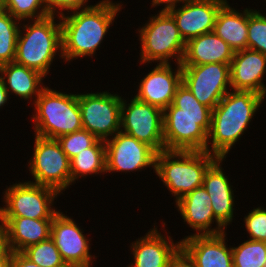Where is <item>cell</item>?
<instances>
[{
    "label": "cell",
    "instance_id": "obj_27",
    "mask_svg": "<svg viewBox=\"0 0 266 267\" xmlns=\"http://www.w3.org/2000/svg\"><path fill=\"white\" fill-rule=\"evenodd\" d=\"M21 21L0 8V66L14 62Z\"/></svg>",
    "mask_w": 266,
    "mask_h": 267
},
{
    "label": "cell",
    "instance_id": "obj_31",
    "mask_svg": "<svg viewBox=\"0 0 266 267\" xmlns=\"http://www.w3.org/2000/svg\"><path fill=\"white\" fill-rule=\"evenodd\" d=\"M248 8V49L266 55V15Z\"/></svg>",
    "mask_w": 266,
    "mask_h": 267
},
{
    "label": "cell",
    "instance_id": "obj_25",
    "mask_svg": "<svg viewBox=\"0 0 266 267\" xmlns=\"http://www.w3.org/2000/svg\"><path fill=\"white\" fill-rule=\"evenodd\" d=\"M0 75L2 76L9 96L14 93L25 101H32V99H34L32 102L33 104L45 87L42 83L45 77L42 74L15 62L0 66Z\"/></svg>",
    "mask_w": 266,
    "mask_h": 267
},
{
    "label": "cell",
    "instance_id": "obj_17",
    "mask_svg": "<svg viewBox=\"0 0 266 267\" xmlns=\"http://www.w3.org/2000/svg\"><path fill=\"white\" fill-rule=\"evenodd\" d=\"M226 232L188 235L180 240L181 248L193 260L195 267H234L232 247L226 244Z\"/></svg>",
    "mask_w": 266,
    "mask_h": 267
},
{
    "label": "cell",
    "instance_id": "obj_6",
    "mask_svg": "<svg viewBox=\"0 0 266 267\" xmlns=\"http://www.w3.org/2000/svg\"><path fill=\"white\" fill-rule=\"evenodd\" d=\"M34 134L57 139L83 129L78 94H66L45 86L34 102Z\"/></svg>",
    "mask_w": 266,
    "mask_h": 267
},
{
    "label": "cell",
    "instance_id": "obj_30",
    "mask_svg": "<svg viewBox=\"0 0 266 267\" xmlns=\"http://www.w3.org/2000/svg\"><path fill=\"white\" fill-rule=\"evenodd\" d=\"M1 8L21 22L42 19L47 16L45 0H1Z\"/></svg>",
    "mask_w": 266,
    "mask_h": 267
},
{
    "label": "cell",
    "instance_id": "obj_29",
    "mask_svg": "<svg viewBox=\"0 0 266 267\" xmlns=\"http://www.w3.org/2000/svg\"><path fill=\"white\" fill-rule=\"evenodd\" d=\"M21 253L37 265L44 267H68L51 237L29 246Z\"/></svg>",
    "mask_w": 266,
    "mask_h": 267
},
{
    "label": "cell",
    "instance_id": "obj_24",
    "mask_svg": "<svg viewBox=\"0 0 266 267\" xmlns=\"http://www.w3.org/2000/svg\"><path fill=\"white\" fill-rule=\"evenodd\" d=\"M213 32L234 52L248 49V8L241 13L227 1L217 14Z\"/></svg>",
    "mask_w": 266,
    "mask_h": 267
},
{
    "label": "cell",
    "instance_id": "obj_2",
    "mask_svg": "<svg viewBox=\"0 0 266 267\" xmlns=\"http://www.w3.org/2000/svg\"><path fill=\"white\" fill-rule=\"evenodd\" d=\"M123 4L102 0L94 6L58 17L62 31V56L65 62L92 57L101 47ZM67 15V16H65Z\"/></svg>",
    "mask_w": 266,
    "mask_h": 267
},
{
    "label": "cell",
    "instance_id": "obj_28",
    "mask_svg": "<svg viewBox=\"0 0 266 267\" xmlns=\"http://www.w3.org/2000/svg\"><path fill=\"white\" fill-rule=\"evenodd\" d=\"M234 267H264L266 263V242L246 240L232 247Z\"/></svg>",
    "mask_w": 266,
    "mask_h": 267
},
{
    "label": "cell",
    "instance_id": "obj_5",
    "mask_svg": "<svg viewBox=\"0 0 266 267\" xmlns=\"http://www.w3.org/2000/svg\"><path fill=\"white\" fill-rule=\"evenodd\" d=\"M218 159L207 151H168L156 155L155 173L175 202L201 187L207 169Z\"/></svg>",
    "mask_w": 266,
    "mask_h": 267
},
{
    "label": "cell",
    "instance_id": "obj_23",
    "mask_svg": "<svg viewBox=\"0 0 266 267\" xmlns=\"http://www.w3.org/2000/svg\"><path fill=\"white\" fill-rule=\"evenodd\" d=\"M234 51L214 32L202 34L186 43L181 66H197L208 63L230 64Z\"/></svg>",
    "mask_w": 266,
    "mask_h": 267
},
{
    "label": "cell",
    "instance_id": "obj_15",
    "mask_svg": "<svg viewBox=\"0 0 266 267\" xmlns=\"http://www.w3.org/2000/svg\"><path fill=\"white\" fill-rule=\"evenodd\" d=\"M226 2L227 0H185L169 13L187 43L197 36L213 32L217 14Z\"/></svg>",
    "mask_w": 266,
    "mask_h": 267
},
{
    "label": "cell",
    "instance_id": "obj_13",
    "mask_svg": "<svg viewBox=\"0 0 266 267\" xmlns=\"http://www.w3.org/2000/svg\"><path fill=\"white\" fill-rule=\"evenodd\" d=\"M106 173L144 170L156 166L157 152L136 138L121 131L105 140Z\"/></svg>",
    "mask_w": 266,
    "mask_h": 267
},
{
    "label": "cell",
    "instance_id": "obj_3",
    "mask_svg": "<svg viewBox=\"0 0 266 267\" xmlns=\"http://www.w3.org/2000/svg\"><path fill=\"white\" fill-rule=\"evenodd\" d=\"M262 103L260 94L230 90L212 110L206 151L218 158H226L233 145L247 131Z\"/></svg>",
    "mask_w": 266,
    "mask_h": 267
},
{
    "label": "cell",
    "instance_id": "obj_20",
    "mask_svg": "<svg viewBox=\"0 0 266 267\" xmlns=\"http://www.w3.org/2000/svg\"><path fill=\"white\" fill-rule=\"evenodd\" d=\"M174 242L171 236L161 234L154 225L144 237L131 243L134 262L127 267H167L169 259L181 247L180 240Z\"/></svg>",
    "mask_w": 266,
    "mask_h": 267
},
{
    "label": "cell",
    "instance_id": "obj_7",
    "mask_svg": "<svg viewBox=\"0 0 266 267\" xmlns=\"http://www.w3.org/2000/svg\"><path fill=\"white\" fill-rule=\"evenodd\" d=\"M149 17L137 33L139 34L140 64L154 63L171 64L172 61L181 64L186 42L182 38L176 22L169 12H160ZM171 58V59H170ZM170 60V62H169Z\"/></svg>",
    "mask_w": 266,
    "mask_h": 267
},
{
    "label": "cell",
    "instance_id": "obj_40",
    "mask_svg": "<svg viewBox=\"0 0 266 267\" xmlns=\"http://www.w3.org/2000/svg\"><path fill=\"white\" fill-rule=\"evenodd\" d=\"M0 267H10V250L9 249L0 257Z\"/></svg>",
    "mask_w": 266,
    "mask_h": 267
},
{
    "label": "cell",
    "instance_id": "obj_26",
    "mask_svg": "<svg viewBox=\"0 0 266 267\" xmlns=\"http://www.w3.org/2000/svg\"><path fill=\"white\" fill-rule=\"evenodd\" d=\"M106 145L99 139L92 147L84 149L70 160L71 181L92 174H106Z\"/></svg>",
    "mask_w": 266,
    "mask_h": 267
},
{
    "label": "cell",
    "instance_id": "obj_14",
    "mask_svg": "<svg viewBox=\"0 0 266 267\" xmlns=\"http://www.w3.org/2000/svg\"><path fill=\"white\" fill-rule=\"evenodd\" d=\"M82 230L60 210L53 217L50 237L68 267H91L95 261L96 256L90 253V239Z\"/></svg>",
    "mask_w": 266,
    "mask_h": 267
},
{
    "label": "cell",
    "instance_id": "obj_35",
    "mask_svg": "<svg viewBox=\"0 0 266 267\" xmlns=\"http://www.w3.org/2000/svg\"><path fill=\"white\" fill-rule=\"evenodd\" d=\"M167 267H195L193 260L180 247L169 259Z\"/></svg>",
    "mask_w": 266,
    "mask_h": 267
},
{
    "label": "cell",
    "instance_id": "obj_18",
    "mask_svg": "<svg viewBox=\"0 0 266 267\" xmlns=\"http://www.w3.org/2000/svg\"><path fill=\"white\" fill-rule=\"evenodd\" d=\"M266 55L251 49L234 52L230 63V85L234 91H252L263 95L266 84Z\"/></svg>",
    "mask_w": 266,
    "mask_h": 267
},
{
    "label": "cell",
    "instance_id": "obj_19",
    "mask_svg": "<svg viewBox=\"0 0 266 267\" xmlns=\"http://www.w3.org/2000/svg\"><path fill=\"white\" fill-rule=\"evenodd\" d=\"M175 203L184 222L197 231L194 235L226 232V228L215 218L211 198L203 186L194 189ZM214 221L216 227L212 228Z\"/></svg>",
    "mask_w": 266,
    "mask_h": 267
},
{
    "label": "cell",
    "instance_id": "obj_33",
    "mask_svg": "<svg viewBox=\"0 0 266 267\" xmlns=\"http://www.w3.org/2000/svg\"><path fill=\"white\" fill-rule=\"evenodd\" d=\"M244 226L249 234V240L266 242V209L254 207L244 216Z\"/></svg>",
    "mask_w": 266,
    "mask_h": 267
},
{
    "label": "cell",
    "instance_id": "obj_39",
    "mask_svg": "<svg viewBox=\"0 0 266 267\" xmlns=\"http://www.w3.org/2000/svg\"><path fill=\"white\" fill-rule=\"evenodd\" d=\"M8 250L6 244V235L3 225L0 223V257Z\"/></svg>",
    "mask_w": 266,
    "mask_h": 267
},
{
    "label": "cell",
    "instance_id": "obj_32",
    "mask_svg": "<svg viewBox=\"0 0 266 267\" xmlns=\"http://www.w3.org/2000/svg\"><path fill=\"white\" fill-rule=\"evenodd\" d=\"M99 139L86 129H81L73 133H68L57 138L62 150L71 160L79 152L88 147H92Z\"/></svg>",
    "mask_w": 266,
    "mask_h": 267
},
{
    "label": "cell",
    "instance_id": "obj_37",
    "mask_svg": "<svg viewBox=\"0 0 266 267\" xmlns=\"http://www.w3.org/2000/svg\"><path fill=\"white\" fill-rule=\"evenodd\" d=\"M185 0H152L151 2V7H156L160 6V4H164V8L160 10V12H169L172 9H175L177 6L182 4ZM178 3V5H177Z\"/></svg>",
    "mask_w": 266,
    "mask_h": 267
},
{
    "label": "cell",
    "instance_id": "obj_38",
    "mask_svg": "<svg viewBox=\"0 0 266 267\" xmlns=\"http://www.w3.org/2000/svg\"><path fill=\"white\" fill-rule=\"evenodd\" d=\"M9 100V93L5 88L4 81L0 75V108L4 106Z\"/></svg>",
    "mask_w": 266,
    "mask_h": 267
},
{
    "label": "cell",
    "instance_id": "obj_11",
    "mask_svg": "<svg viewBox=\"0 0 266 267\" xmlns=\"http://www.w3.org/2000/svg\"><path fill=\"white\" fill-rule=\"evenodd\" d=\"M120 131L146 143L157 153L165 150L163 110L135 97L130 103L122 97Z\"/></svg>",
    "mask_w": 266,
    "mask_h": 267
},
{
    "label": "cell",
    "instance_id": "obj_9",
    "mask_svg": "<svg viewBox=\"0 0 266 267\" xmlns=\"http://www.w3.org/2000/svg\"><path fill=\"white\" fill-rule=\"evenodd\" d=\"M3 194L0 217L53 219L58 212L52 205L60 193L48 186L24 181L9 185Z\"/></svg>",
    "mask_w": 266,
    "mask_h": 267
},
{
    "label": "cell",
    "instance_id": "obj_36",
    "mask_svg": "<svg viewBox=\"0 0 266 267\" xmlns=\"http://www.w3.org/2000/svg\"><path fill=\"white\" fill-rule=\"evenodd\" d=\"M10 267H44L26 258L21 252L10 251Z\"/></svg>",
    "mask_w": 266,
    "mask_h": 267
},
{
    "label": "cell",
    "instance_id": "obj_1",
    "mask_svg": "<svg viewBox=\"0 0 266 267\" xmlns=\"http://www.w3.org/2000/svg\"><path fill=\"white\" fill-rule=\"evenodd\" d=\"M212 110L181 83L163 111V137L168 151H206Z\"/></svg>",
    "mask_w": 266,
    "mask_h": 267
},
{
    "label": "cell",
    "instance_id": "obj_12",
    "mask_svg": "<svg viewBox=\"0 0 266 267\" xmlns=\"http://www.w3.org/2000/svg\"><path fill=\"white\" fill-rule=\"evenodd\" d=\"M181 67L182 83L201 104L211 110L230 91V64L208 63Z\"/></svg>",
    "mask_w": 266,
    "mask_h": 267
},
{
    "label": "cell",
    "instance_id": "obj_4",
    "mask_svg": "<svg viewBox=\"0 0 266 267\" xmlns=\"http://www.w3.org/2000/svg\"><path fill=\"white\" fill-rule=\"evenodd\" d=\"M55 16H47L22 25L19 30L14 62L33 69L44 77L50 72V66L56 59V53L62 56V31L60 21ZM32 22V23H31Z\"/></svg>",
    "mask_w": 266,
    "mask_h": 267
},
{
    "label": "cell",
    "instance_id": "obj_22",
    "mask_svg": "<svg viewBox=\"0 0 266 267\" xmlns=\"http://www.w3.org/2000/svg\"><path fill=\"white\" fill-rule=\"evenodd\" d=\"M53 219H33L26 217H0L7 248L11 252H22L50 237Z\"/></svg>",
    "mask_w": 266,
    "mask_h": 267
},
{
    "label": "cell",
    "instance_id": "obj_10",
    "mask_svg": "<svg viewBox=\"0 0 266 267\" xmlns=\"http://www.w3.org/2000/svg\"><path fill=\"white\" fill-rule=\"evenodd\" d=\"M122 96L108 91L78 93L82 126L98 139L107 140L121 129Z\"/></svg>",
    "mask_w": 266,
    "mask_h": 267
},
{
    "label": "cell",
    "instance_id": "obj_8",
    "mask_svg": "<svg viewBox=\"0 0 266 267\" xmlns=\"http://www.w3.org/2000/svg\"><path fill=\"white\" fill-rule=\"evenodd\" d=\"M34 136L33 156L27 165L35 181L28 182L48 186L63 193L72 185L70 159L57 139Z\"/></svg>",
    "mask_w": 266,
    "mask_h": 267
},
{
    "label": "cell",
    "instance_id": "obj_41",
    "mask_svg": "<svg viewBox=\"0 0 266 267\" xmlns=\"http://www.w3.org/2000/svg\"><path fill=\"white\" fill-rule=\"evenodd\" d=\"M262 97H263V101H264L265 100V97H266V88H265V91H264Z\"/></svg>",
    "mask_w": 266,
    "mask_h": 267
},
{
    "label": "cell",
    "instance_id": "obj_34",
    "mask_svg": "<svg viewBox=\"0 0 266 267\" xmlns=\"http://www.w3.org/2000/svg\"><path fill=\"white\" fill-rule=\"evenodd\" d=\"M88 0H45L47 14L50 16L61 17L67 11L68 13L86 9L94 5H88ZM59 10V11H58ZM64 11V12H63ZM59 14V16H58Z\"/></svg>",
    "mask_w": 266,
    "mask_h": 267
},
{
    "label": "cell",
    "instance_id": "obj_21",
    "mask_svg": "<svg viewBox=\"0 0 266 267\" xmlns=\"http://www.w3.org/2000/svg\"><path fill=\"white\" fill-rule=\"evenodd\" d=\"M225 158H218L206 171L202 186L211 198L215 218L227 229L233 222L235 197L229 178L221 167Z\"/></svg>",
    "mask_w": 266,
    "mask_h": 267
},
{
    "label": "cell",
    "instance_id": "obj_16",
    "mask_svg": "<svg viewBox=\"0 0 266 267\" xmlns=\"http://www.w3.org/2000/svg\"><path fill=\"white\" fill-rule=\"evenodd\" d=\"M176 69L174 71L170 63H157L138 83V93L134 97L164 111L172 104L176 89L182 83L181 64H177Z\"/></svg>",
    "mask_w": 266,
    "mask_h": 267
}]
</instances>
